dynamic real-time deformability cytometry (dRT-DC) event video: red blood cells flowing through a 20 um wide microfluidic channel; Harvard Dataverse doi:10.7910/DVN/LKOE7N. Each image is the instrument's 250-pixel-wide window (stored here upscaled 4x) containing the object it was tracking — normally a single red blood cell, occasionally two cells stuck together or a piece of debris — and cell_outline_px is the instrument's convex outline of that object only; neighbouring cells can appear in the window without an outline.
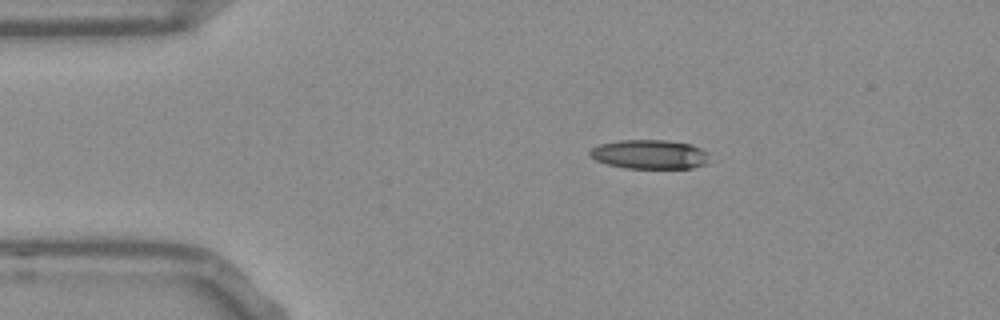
{"species": "Egyptian fruit bat (a non-hibernating species)", "species_latin": "Rousettus aegyptiacus", "temperature_condition": "room temperature", "stored_images_in_passage": 44, "camera_frame_rate_fps": 3000, "um_per_image_px": 0.085, "frame": {"image": 1, "passage_image": 1, "time_ms": 0.0, "image_size_px": [1000, 320], "cell_outline_px": [[708, 152], [704, 164], [692, 168], [624, 168], [608, 164], [596, 160], [588, 156], [588, 152], [592, 148], [600, 144], [620, 140], [668, 140], [692, 144]], "centroid_in_image_um": [55.18, 13.11], "position_along_channel_um": 29.8, "area_um2": 20.29}}
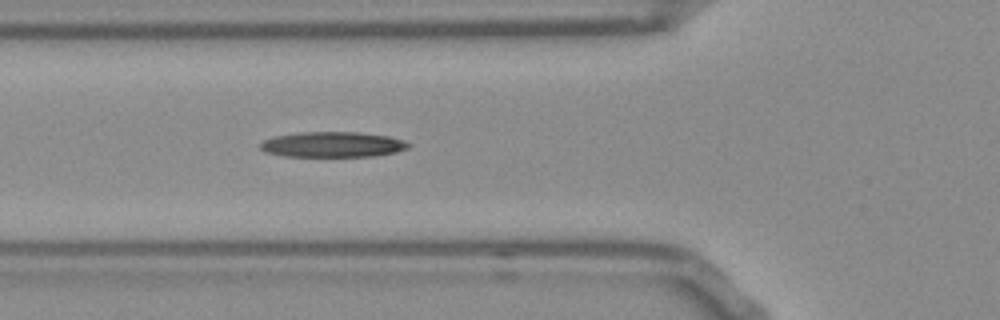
{"frame": {"image": 2, "passage_image": 10, "time_ms": 3.0, "image_size_px": [1000, 320], "cell_outline_px": [[412, 144], [408, 148], [396, 152], [372, 156], [284, 156], [264, 152], [260, 148], [260, 144], [264, 140], [276, 136], [300, 132], [360, 132], [388, 136], [404, 140]], "centroid_in_image_um": [28.29, 12.28], "position_along_channel_um": 97.5, "area_um2": 21.91}}
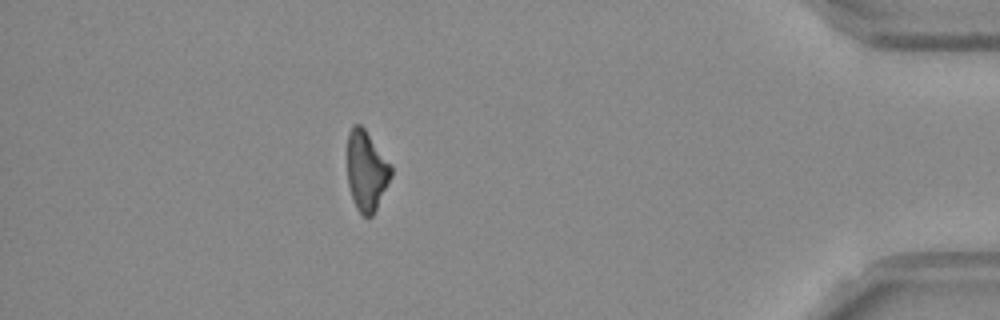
{"frame": {"image": 3, "passage_image": 38, "time_ms": 12.333, "image_size_px": [1000, 320], "cell_outline_px": [[392, 176], [372, 216], [364, 216], [356, 208], [348, 184], [348, 132], [352, 124], [360, 124], [364, 128], [392, 164]], "centroid_in_image_um": [31.16, 14.48], "position_along_channel_um": 404.0, "area_um2": 20.35}}